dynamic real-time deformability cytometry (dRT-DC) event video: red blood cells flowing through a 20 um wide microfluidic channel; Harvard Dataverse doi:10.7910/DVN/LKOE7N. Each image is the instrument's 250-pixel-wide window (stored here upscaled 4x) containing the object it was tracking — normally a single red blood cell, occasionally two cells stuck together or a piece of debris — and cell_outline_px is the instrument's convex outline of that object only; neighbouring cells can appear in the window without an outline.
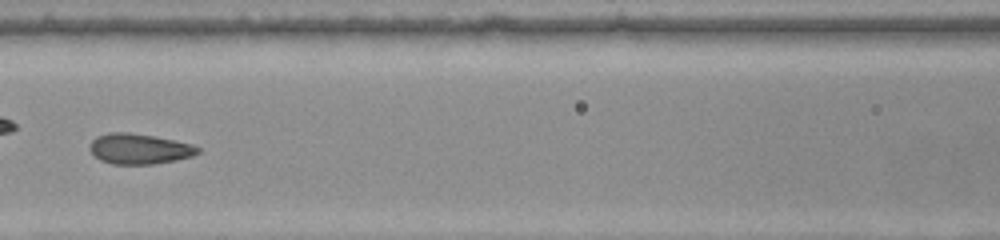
{"species": "common noctule bat (a hibernating species)", "species_latin": "Nyctalus noctula", "temperature_condition": "warm", "stored_images_in_passage": 47, "camera_frame_rate_fps": 3000, "um_per_image_px": 0.085, "animal": {"sex": "female", "body_mass_g": 22.0, "forearm_length_mm": 56.7}, "frame": {"image": 1, "passage_image": 21, "time_ms": 6.667, "image_size_px": [1000, 240], "cell_outline_px": [[200, 152], [192, 156], [176, 160], [152, 164], [112, 164], [100, 160], [88, 148], [92, 140], [96, 136], [112, 132], [128, 132], [152, 136], [192, 144], [200, 148]], "centroid_in_image_um": [11.82, 12.65], "position_along_channel_um": 154.8, "area_um2": 19.02}}